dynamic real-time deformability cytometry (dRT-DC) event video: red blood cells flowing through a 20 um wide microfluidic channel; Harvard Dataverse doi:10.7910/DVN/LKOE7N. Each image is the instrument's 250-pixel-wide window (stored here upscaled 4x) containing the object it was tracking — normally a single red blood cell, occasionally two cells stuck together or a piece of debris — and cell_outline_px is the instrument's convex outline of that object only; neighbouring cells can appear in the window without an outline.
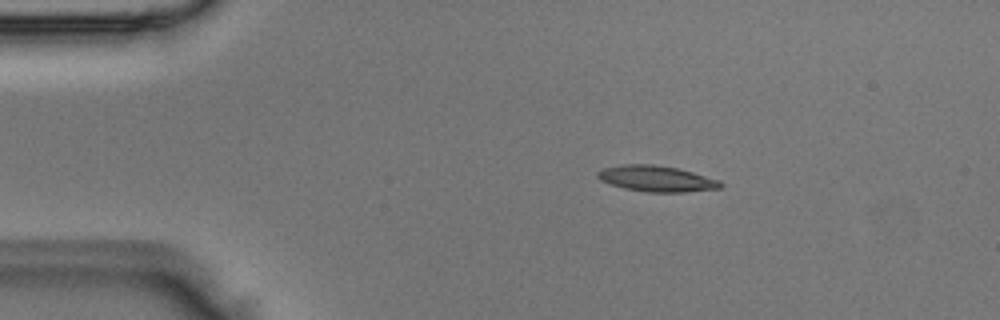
{"species": "Egyptian fruit bat (a non-hibernating species)", "species_latin": "Rousettus aegyptiacus", "temperature_condition": "room temperature", "stored_images_in_passage": 3, "camera_frame_rate_fps": 3000, "um_per_image_px": 0.085, "animal": {"sex": "male"}, "frame": {"image": 1, "passage_image": 2, "time_ms": 0.333, "image_size_px": [1000, 320], "cell_outline_px": [[724, 184], [720, 188], [684, 192], [644, 192], [624, 188], [600, 180], [596, 176], [596, 172], [604, 168], [620, 164], [656, 164], [676, 168], [692, 172], [720, 180]], "centroid_in_image_um": [55.79, 15.18], "position_along_channel_um": 29.2, "area_um2": 18.61}}